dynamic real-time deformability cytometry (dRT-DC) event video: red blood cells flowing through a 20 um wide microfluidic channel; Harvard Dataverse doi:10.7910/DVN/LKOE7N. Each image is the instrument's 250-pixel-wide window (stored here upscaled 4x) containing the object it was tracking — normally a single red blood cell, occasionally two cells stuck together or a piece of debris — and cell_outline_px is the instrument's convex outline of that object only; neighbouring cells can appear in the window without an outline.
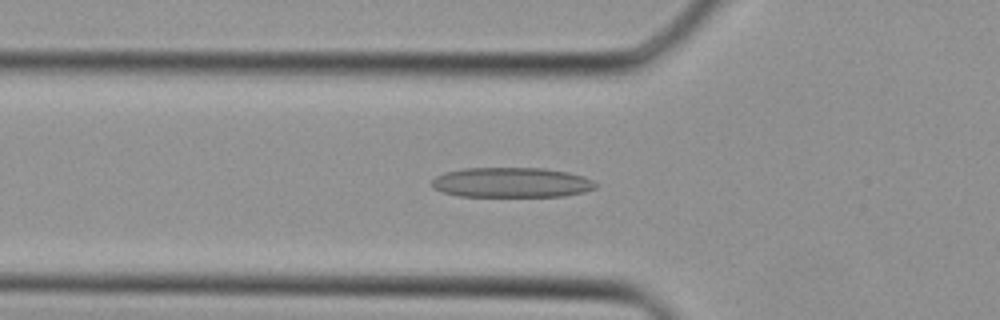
{"species": "Egyptian fruit bat (a non-hibernating species)", "species_latin": "Rousettus aegyptiacus", "temperature_condition": "cold", "stored_images_in_passage": 38, "camera_frame_rate_fps": 3000, "um_per_image_px": 0.085, "animal": {"sex": "female"}, "frame": {"image": 1, "passage_image": 12, "time_ms": 3.667, "image_size_px": [1000, 320], "cell_outline_px": [[596, 188], [584, 192], [564, 196], [460, 196], [444, 192], [436, 188], [432, 184], [432, 180], [436, 176], [444, 172], [464, 168], [544, 168], [568, 172], [584, 176], [592, 180], [596, 184]], "centroid_in_image_um": [43.51, 15.5], "position_along_channel_um": 82.3, "area_um2": 28.55}}
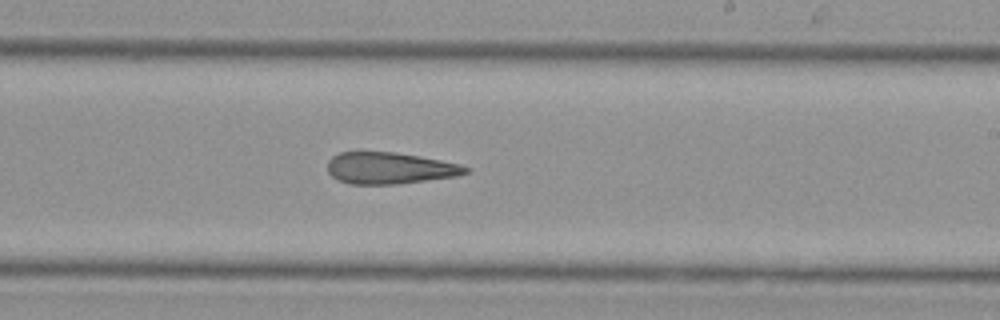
{"frame": {"image": 2, "passage_image": 22, "time_ms": 7.0, "image_size_px": [1000, 320], "cell_outline_px": [[468, 172], [456, 176], [396, 184], [348, 184], [332, 176], [328, 172], [328, 160], [332, 156], [340, 152], [396, 152], [440, 160], [460, 164], [468, 168]], "centroid_in_image_um": [33.09, 14.29], "position_along_channel_um": 255.9, "area_um2": 25.2}}
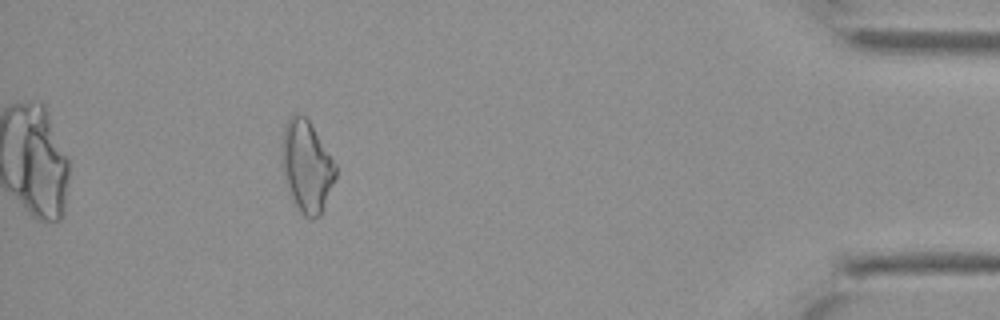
{"frame": {"image": 3, "passage_image": 34, "time_ms": 11.0, "image_size_px": [1000, 320], "cell_outline_px": [[336, 176], [320, 216], [312, 220], [304, 216], [292, 200], [284, 180], [280, 164], [280, 148], [284, 128], [288, 120], [296, 112], [304, 116], [308, 120], [336, 164]], "centroid_in_image_um": [26.03, 14.16], "position_along_channel_um": 409.2, "area_um2": 28.84}}